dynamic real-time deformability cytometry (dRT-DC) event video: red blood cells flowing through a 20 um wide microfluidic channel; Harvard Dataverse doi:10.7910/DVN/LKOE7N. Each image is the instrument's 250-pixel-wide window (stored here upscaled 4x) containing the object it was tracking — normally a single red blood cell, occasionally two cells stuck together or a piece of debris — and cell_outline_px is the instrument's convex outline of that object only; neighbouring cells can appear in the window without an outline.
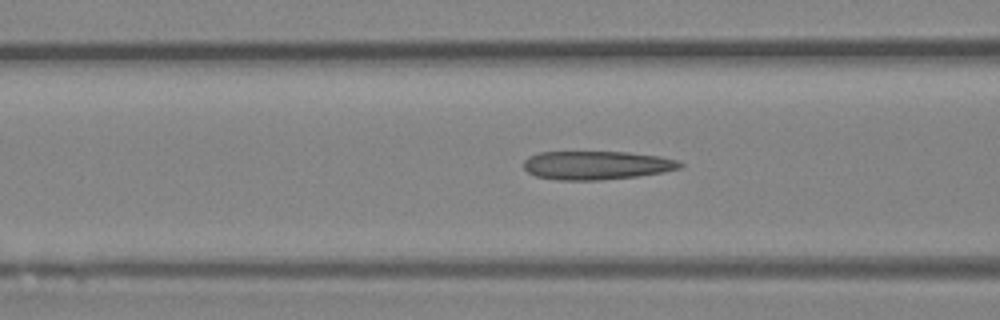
{"species": "Egyptian fruit bat (a non-hibernating species)", "species_latin": "Rousettus aegyptiacus", "temperature_condition": "room temperature", "stored_images_in_passage": 35, "camera_frame_rate_fps": 3000, "um_per_image_px": 0.085, "animal": {"sex": "female"}, "frame": {"image": 1, "passage_image": 16, "time_ms": 5.0, "image_size_px": [1000, 320], "cell_outline_px": [[684, 164], [680, 168], [664, 172], [636, 176], [600, 180], [560, 180], [536, 176], [528, 172], [524, 168], [524, 160], [528, 156], [540, 152], [628, 152], [660, 156], [680, 160]], "centroid_in_image_um": [50.73, 14.04], "position_along_channel_um": 115.9, "area_um2": 26.13}}
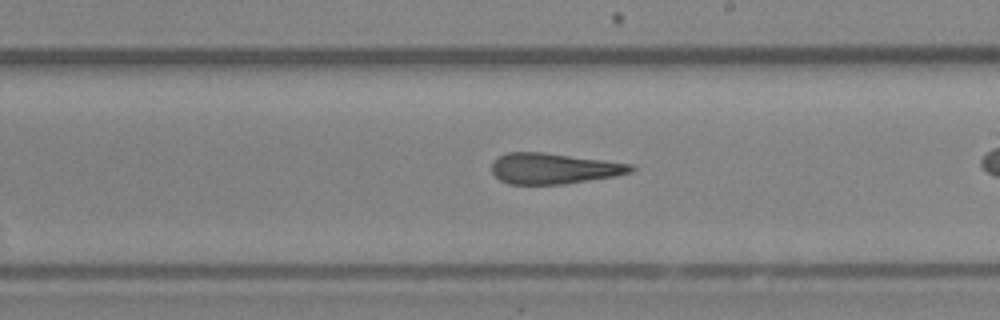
{"frame": {"image": 2, "passage_image": 25, "time_ms": 8.0, "image_size_px": [1000, 320], "cell_outline_px": [[636, 168], [632, 172], [616, 176], [564, 184], [508, 184], [500, 180], [492, 172], [492, 164], [496, 156], [508, 152], [544, 152], [632, 164]], "centroid_in_image_um": [47.06, 14.32], "position_along_channel_um": 241.9, "area_um2": 25.03}}
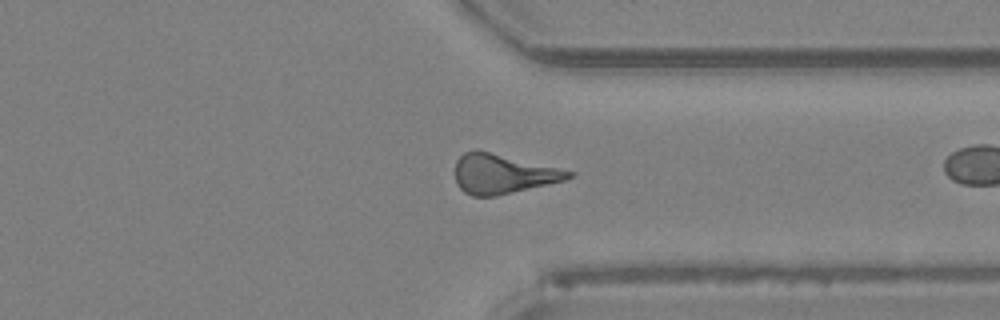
{"frame": {"image": 3, "passage_image": 34, "time_ms": 11.0, "image_size_px": [1000, 320], "cell_outline_px": [[576, 176], [564, 180], [496, 196], [472, 196], [464, 192], [456, 184], [456, 160], [464, 152], [476, 148], [576, 172]], "centroid_in_image_um": [42.73, 14.76], "position_along_channel_um": 368.7, "area_um2": 26.24}}